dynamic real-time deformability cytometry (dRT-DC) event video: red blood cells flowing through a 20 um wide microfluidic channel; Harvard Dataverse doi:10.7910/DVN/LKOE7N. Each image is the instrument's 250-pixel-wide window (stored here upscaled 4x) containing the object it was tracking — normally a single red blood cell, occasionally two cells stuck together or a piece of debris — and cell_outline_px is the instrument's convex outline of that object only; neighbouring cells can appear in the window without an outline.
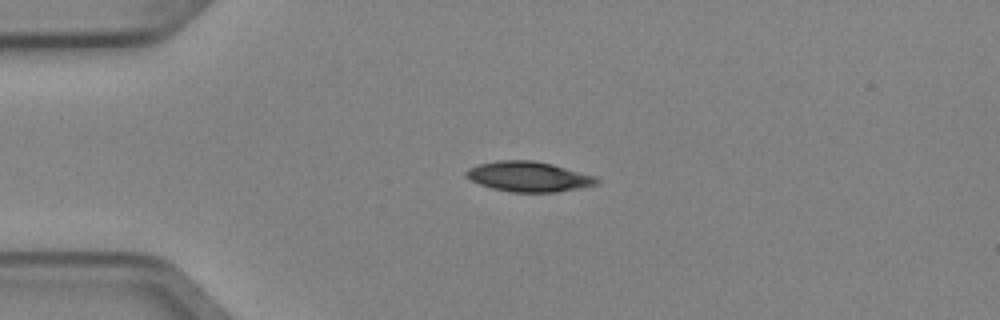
{"species": "Egyptian fruit bat (a non-hibernating species)", "species_latin": "Rousettus aegyptiacus", "temperature_condition": "cold", "stored_images_in_passage": 5, "camera_frame_rate_fps": 3000, "um_per_image_px": 0.085, "animal": {"sex": "female"}, "frame": {"image": 1, "passage_image": 3, "time_ms": 0.667, "image_size_px": [1000, 320], "cell_outline_px": [[600, 184], [580, 188], [556, 192], [512, 192], [492, 188], [480, 184], [464, 176], [464, 172], [468, 168], [480, 164], [500, 160], [532, 160], [552, 164], [596, 176], [600, 180]], "centroid_in_image_um": [44.96, 15.01], "position_along_channel_um": 40.0, "area_um2": 22.95}}
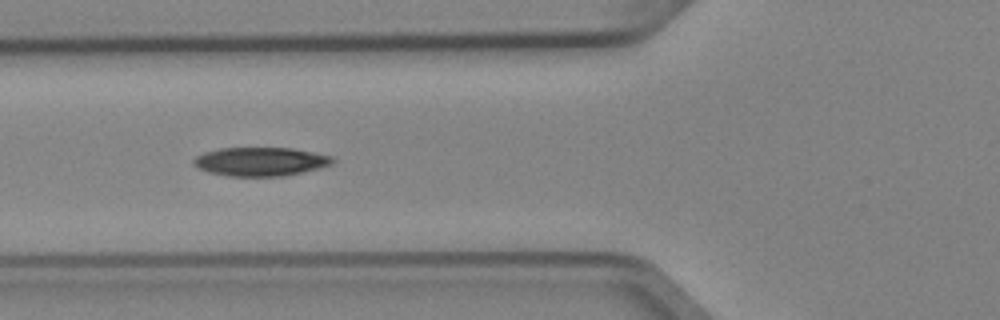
{"frame": {"image": 2, "passage_image": 5, "time_ms": 1.333, "image_size_px": [1000, 320], "cell_outline_px": [[336, 160], [332, 164], [320, 168], [284, 176], [228, 176], [208, 172], [196, 168], [192, 164], [192, 160], [196, 156], [204, 152], [220, 148], [292, 148], [332, 156]], "centroid_in_image_um": [22.12, 13.74], "position_along_channel_um": 103.7, "area_um2": 23.41}}